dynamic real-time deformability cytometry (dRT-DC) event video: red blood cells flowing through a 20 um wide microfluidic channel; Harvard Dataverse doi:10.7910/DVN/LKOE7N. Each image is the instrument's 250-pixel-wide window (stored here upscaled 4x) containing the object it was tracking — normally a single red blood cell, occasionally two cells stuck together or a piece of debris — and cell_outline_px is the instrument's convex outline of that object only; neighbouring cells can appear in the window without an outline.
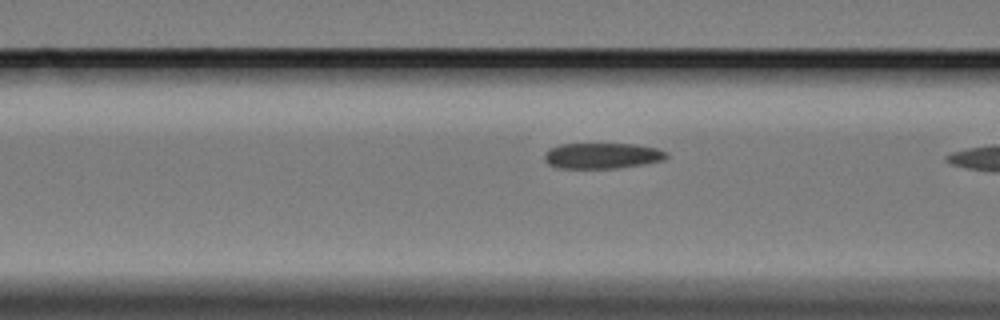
{"species": "Egyptian fruit bat (a non-hibernating species)", "species_latin": "Rousettus aegyptiacus", "temperature_condition": "cold", "stored_images_in_passage": 11, "camera_frame_rate_fps": 3000, "um_per_image_px": 0.085, "animal": {"sex": "female"}, "frame": {"image": 1, "passage_image": 10, "time_ms": 3.0, "image_size_px": [1000, 320], "cell_outline_px": [[668, 156], [664, 160], [644, 164], [616, 168], [556, 168], [548, 164], [544, 160], [544, 152], [560, 144], [636, 144], [656, 148], [668, 152]], "centroid_in_image_um": [51.18, 13.24], "position_along_channel_um": 115.4, "area_um2": 18.38}}